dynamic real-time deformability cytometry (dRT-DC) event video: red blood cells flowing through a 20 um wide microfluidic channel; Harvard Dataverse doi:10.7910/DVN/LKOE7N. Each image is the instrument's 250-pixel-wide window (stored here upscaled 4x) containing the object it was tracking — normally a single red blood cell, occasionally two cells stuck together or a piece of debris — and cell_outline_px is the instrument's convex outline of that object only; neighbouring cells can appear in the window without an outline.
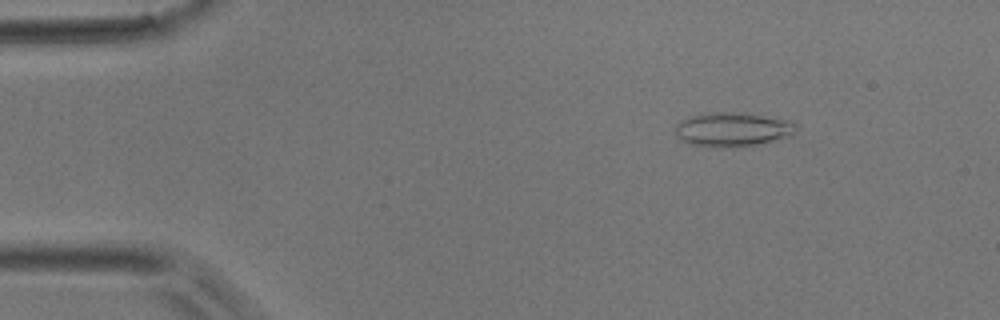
{"species": "common noctule bat (a hibernating species)", "species_latin": "Nyctalus noctula", "temperature_condition": "room temperature", "stored_images_in_passage": 45, "camera_frame_rate_fps": 3000, "um_per_image_px": 0.085, "animal": {"sex": "male", "body_mass_g": 17.9}, "frame": {"image": 1, "passage_image": 6, "time_ms": 1.667, "image_size_px": [1000, 320], "cell_outline_px": [[796, 128], [792, 136], [756, 144], [728, 148], [716, 148], [688, 144], [680, 140], [676, 136], [672, 128], [680, 120], [692, 116], [712, 112], [744, 112], [788, 120], [796, 124]], "centroid_in_image_um": [62.2, 11.01], "position_along_channel_um": 22.8, "area_um2": 24.45}}
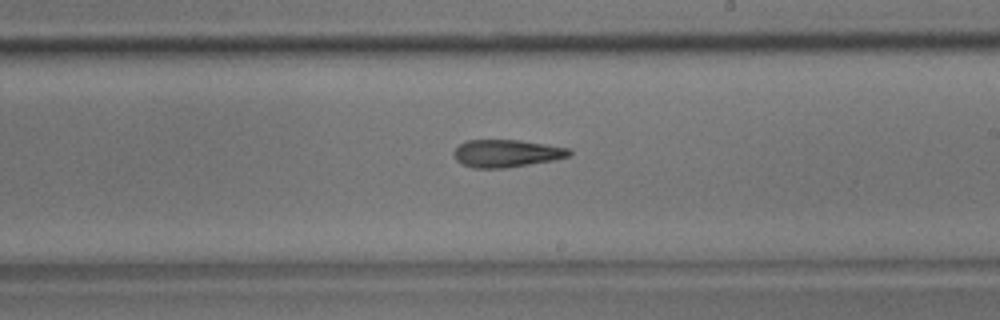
{"frame": {"image": 2, "passage_image": 26, "time_ms": 8.333, "image_size_px": [1000, 320], "cell_outline_px": [[572, 156], [556, 160], [504, 168], [472, 168], [460, 164], [456, 160], [452, 152], [460, 144], [468, 140], [520, 140], [568, 148], [572, 152]], "centroid_in_image_um": [43.05, 13.04], "position_along_channel_um": 246.0, "area_um2": 18.67}}
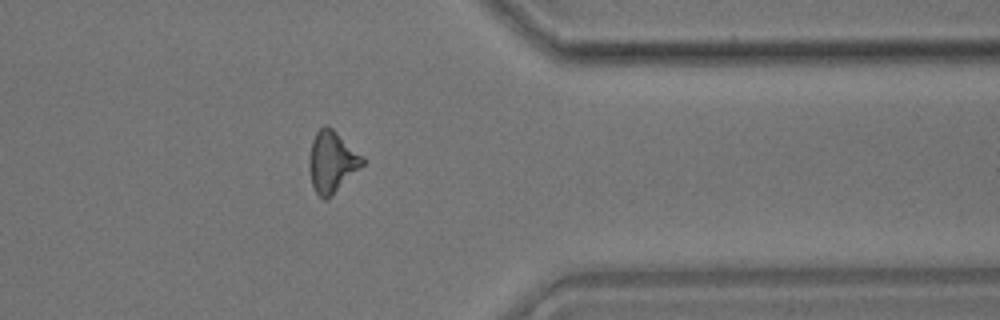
{"frame": {"image": 3, "passage_image": 36, "time_ms": 11.667, "image_size_px": [1000, 320], "cell_outline_px": [[364, 164], [332, 196], [324, 200], [316, 192], [312, 184], [308, 168], [308, 160], [312, 140], [316, 132], [324, 124], [328, 124], [364, 156]], "centroid_in_image_um": [28.21, 13.73], "position_along_channel_um": 383.2, "area_um2": 19.25}}